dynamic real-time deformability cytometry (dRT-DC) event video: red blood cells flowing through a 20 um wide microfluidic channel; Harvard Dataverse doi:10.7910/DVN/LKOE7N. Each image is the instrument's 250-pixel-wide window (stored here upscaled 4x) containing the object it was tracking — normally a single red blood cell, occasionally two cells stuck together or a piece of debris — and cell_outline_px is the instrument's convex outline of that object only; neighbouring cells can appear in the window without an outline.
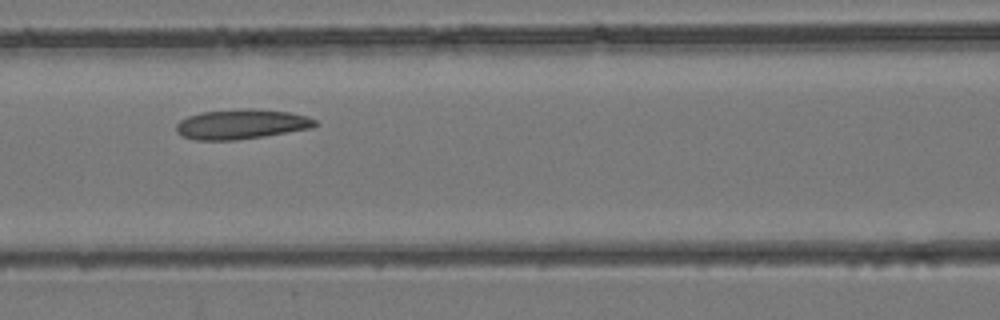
{"species": "common noctule bat (a hibernating species)", "species_latin": "Nyctalus noctula", "temperature_condition": "room temperature", "stored_images_in_passage": 5, "camera_frame_rate_fps": 3000, "um_per_image_px": 0.085, "animal": {"sex": "female", "body_mass_g": 24.6, "forearm_length_mm": 56.2}, "frame": {"image": 1, "passage_image": 4, "time_ms": 1.0, "image_size_px": [1000, 320], "cell_outline_px": [[320, 124], [312, 128], [264, 136], [236, 140], [196, 140], [184, 136], [176, 132], [176, 124], [180, 120], [188, 116], [200, 112], [248, 108], [252, 108], [292, 112], [308, 116], [316, 120]], "centroid_in_image_um": [20.56, 10.55], "position_along_channel_um": 146.0, "area_um2": 24.33}}
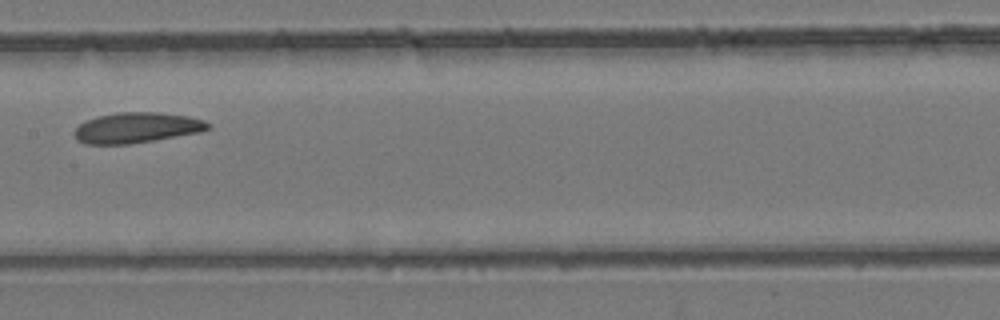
{"frame": {"image": 2, "passage_image": 5, "time_ms": 1.333, "image_size_px": [1000, 320], "cell_outline_px": [[212, 128], [200, 132], [128, 144], [84, 144], [76, 140], [72, 132], [80, 124], [96, 116], [120, 112], [160, 112], [188, 116], [204, 120]], "centroid_in_image_um": [11.59, 10.85], "position_along_channel_um": 195.8, "area_um2": 23.7}}